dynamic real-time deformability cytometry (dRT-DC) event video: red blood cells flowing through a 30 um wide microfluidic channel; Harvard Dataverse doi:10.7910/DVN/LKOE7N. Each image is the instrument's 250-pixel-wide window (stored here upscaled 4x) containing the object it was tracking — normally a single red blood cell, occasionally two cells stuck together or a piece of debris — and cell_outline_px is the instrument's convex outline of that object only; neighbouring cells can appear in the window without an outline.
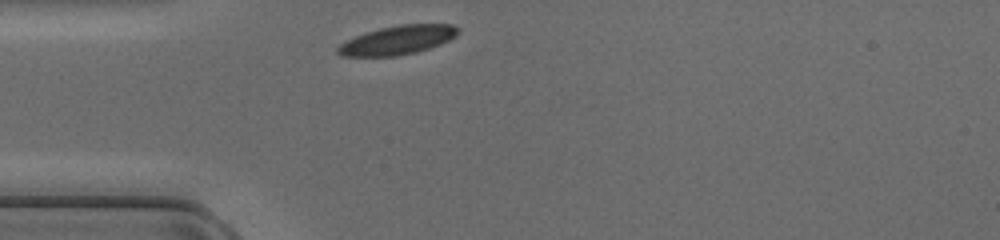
{"species": "common noctule bat (a hibernating species)", "species_latin": "Nyctalus noctula", "temperature_condition": "cold", "stored_images_in_passage": 26, "camera_frame_rate_fps": 3000, "um_per_image_px": 0.085, "animal": {"sex": "female", "body_mass_g": 17.0, "forearm_length_mm": 48.0}, "frame": {"image": 1, "passage_image": 1, "time_ms": 0.0, "image_size_px": [1000, 240], "cell_outline_px": [[460, 32], [456, 36], [440, 44], [416, 52], [396, 56], [344, 56], [336, 52], [336, 48], [344, 40], [380, 28], [400, 24], [452, 24], [460, 28]], "centroid_in_image_um": [33.81, 3.4], "position_along_channel_um": 51.2, "area_um2": 20.23}}
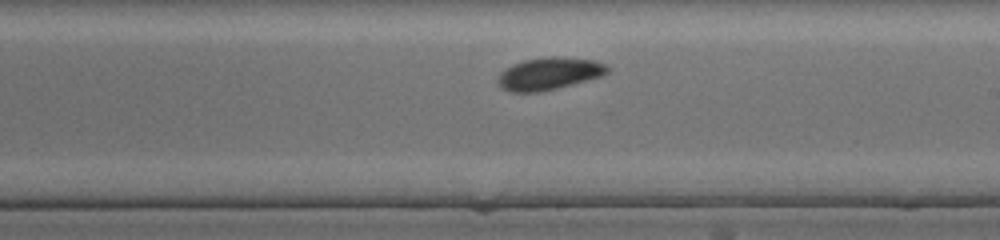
{"frame": {"image": 2, "passage_image": 15, "time_ms": 4.667, "image_size_px": [1000, 240], "cell_outline_px": [[612, 68], [608, 72], [600, 76], [572, 84], [540, 92], [508, 92], [500, 88], [496, 80], [500, 72], [504, 68], [512, 64], [524, 60], [548, 56], [556, 56], [596, 60], [608, 64]], "centroid_in_image_um": [46.65, 6.25], "position_along_channel_um": 242.3, "area_um2": 20.98}}
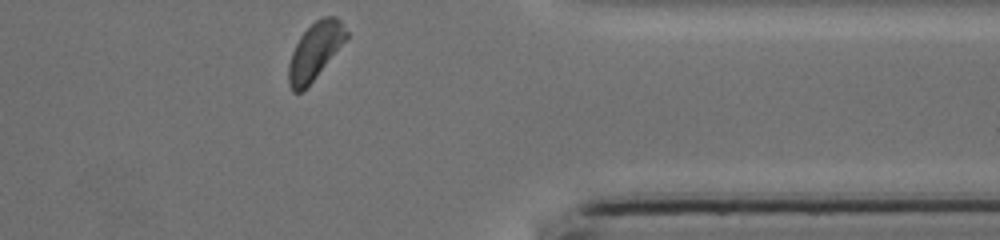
{"frame": {"image": 3, "passage_image": 26, "time_ms": 8.333, "image_size_px": [1000, 240], "cell_outline_px": [[348, 36], [316, 76], [300, 92], [292, 92], [288, 84], [288, 64], [292, 52], [300, 36], [316, 20], [324, 16], [336, 16], [340, 20], [348, 32]], "centroid_in_image_um": [26.75, 4.32], "position_along_channel_um": 384.6, "area_um2": 18.61}}